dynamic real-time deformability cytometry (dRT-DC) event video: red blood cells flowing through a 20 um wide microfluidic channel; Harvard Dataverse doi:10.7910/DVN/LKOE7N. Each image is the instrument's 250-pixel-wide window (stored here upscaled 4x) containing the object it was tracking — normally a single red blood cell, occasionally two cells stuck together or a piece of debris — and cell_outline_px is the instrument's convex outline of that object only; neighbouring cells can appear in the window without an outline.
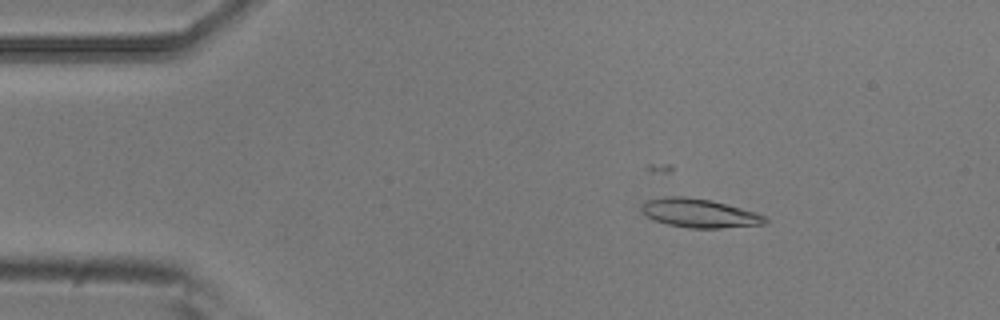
{"species": "common noctule bat (a hibernating species)", "species_latin": "Nyctalus noctula", "temperature_condition": "room temperature", "stored_images_in_passage": 5, "camera_frame_rate_fps": 3000, "um_per_image_px": 0.085, "animal": {"sex": "male", "body_mass_g": 20.5, "forearm_length_mm": 52.5}, "frame": {"image": 1, "passage_image": 3, "time_ms": 0.667, "image_size_px": [1000, 320], "cell_outline_px": [[768, 224], [720, 228], [688, 228], [668, 224], [656, 220], [648, 216], [640, 208], [640, 204], [648, 200], [664, 196], [684, 196], [708, 200], [756, 212], [768, 216]], "centroid_in_image_um": [59.48, 18.12], "position_along_channel_um": 25.5, "area_um2": 20.63}}